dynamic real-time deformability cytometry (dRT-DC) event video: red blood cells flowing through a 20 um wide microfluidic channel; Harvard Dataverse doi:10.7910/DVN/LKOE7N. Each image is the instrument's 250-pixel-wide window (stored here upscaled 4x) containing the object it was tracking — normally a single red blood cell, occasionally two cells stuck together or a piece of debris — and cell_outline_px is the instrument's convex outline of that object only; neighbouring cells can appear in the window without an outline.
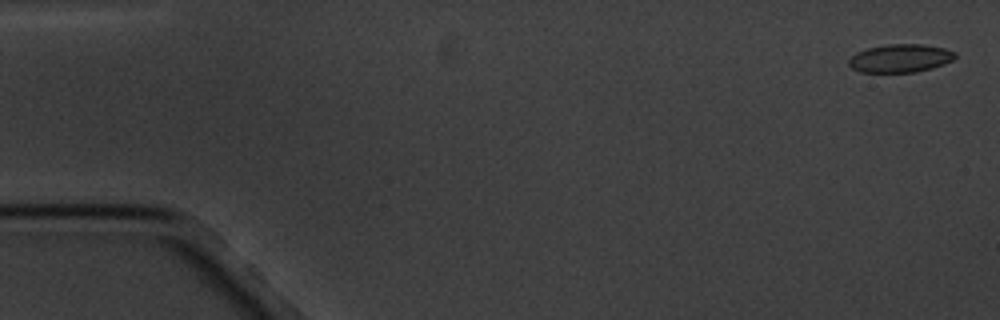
{"species": "common noctule bat (a hibernating species)", "species_latin": "Nyctalus noctula", "temperature_condition": "cold", "stored_images_in_passage": 12, "camera_frame_rate_fps": 3000, "um_per_image_px": 0.085, "animal": {"sex": "male", "body_mass_g": 20.1, "forearm_length_mm": 53.5}, "frame": {"image": 1, "passage_image": 1, "time_ms": 0.0, "image_size_px": [1000, 320], "cell_outline_px": [[956, 56], [952, 60], [944, 64], [932, 68], [916, 72], [860, 72], [852, 68], [848, 64], [848, 60], [856, 52], [868, 48], [888, 44], [920, 44], [944, 48], [956, 52]], "centroid_in_image_um": [76.52, 4.95], "position_along_channel_um": 8.5, "area_um2": 17.46}}
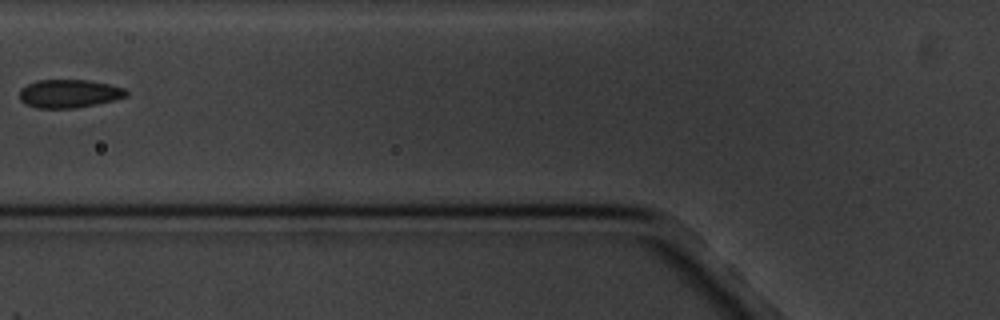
{"frame": {"image": 2, "passage_image": 7, "time_ms": 7.0, "image_size_px": [1000, 320], "cell_outline_px": [[128, 96], [96, 104], [76, 108], [36, 108], [20, 100], [20, 88], [36, 80], [88, 80], [108, 84], [124, 88], [128, 92]], "centroid_in_image_um": [5.87, 7.95], "position_along_channel_um": 119.9, "area_um2": 17.51}}
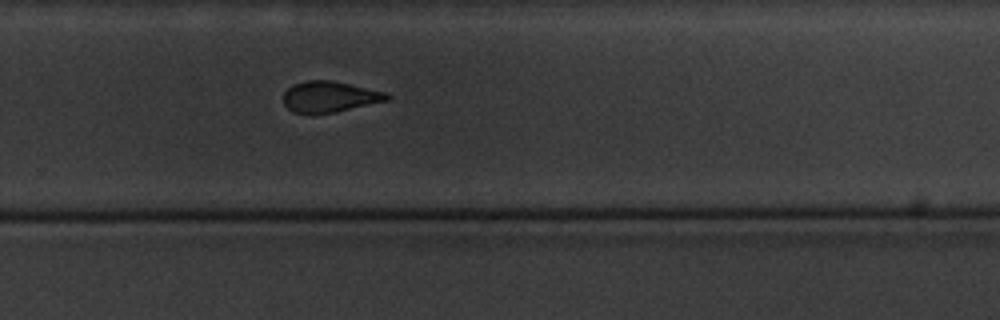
{"frame": {"image": 3, "passage_image": 12, "time_ms": 24.0, "image_size_px": [1000, 320], "cell_outline_px": [[392, 96], [388, 100], [332, 112], [312, 116], [292, 112], [284, 104], [284, 92], [292, 84], [304, 80], [332, 80], [388, 92]], "centroid_in_image_um": [27.98, 8.23], "position_along_channel_um": 301.8, "area_um2": 19.02}}